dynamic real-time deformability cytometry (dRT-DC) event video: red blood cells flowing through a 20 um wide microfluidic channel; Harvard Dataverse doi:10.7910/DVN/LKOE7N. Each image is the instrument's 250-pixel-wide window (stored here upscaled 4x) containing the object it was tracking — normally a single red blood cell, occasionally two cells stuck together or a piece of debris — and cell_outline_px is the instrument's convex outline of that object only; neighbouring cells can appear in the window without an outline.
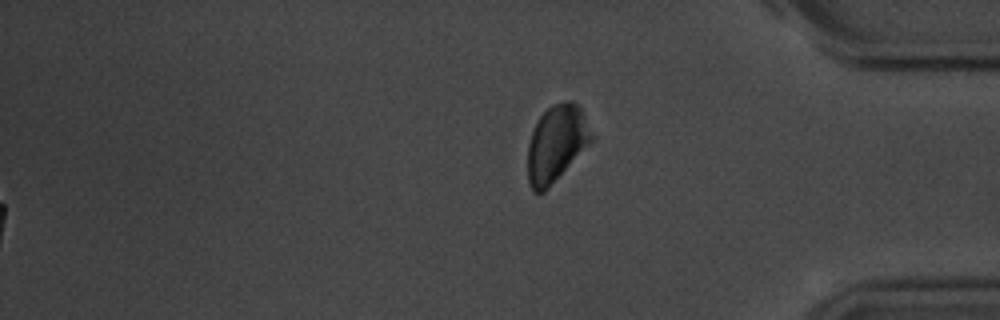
{"species": "common noctule bat (a hibernating species)", "species_latin": "Nyctalus noctula", "temperature_condition": "room temperature", "stored_images_in_passage": 57, "segment_of_instrument_passage": [2, 2], "camera_frame_rate_fps": 3000, "um_per_image_px": 0.085, "animal": {"sex": "male", "body_mass_g": 20.1, "forearm_length_mm": 53.5}, "frame": {"image": 1, "passage_image": 57, "time_ms": 18.667, "image_size_px": [1000, 320], "cell_outline_px": [[596, 136], [548, 188], [544, 192], [532, 192], [528, 184], [528, 144], [532, 132], [540, 116], [552, 104], [568, 100], [572, 100], [580, 108]], "centroid_in_image_um": [47.3, 12.19], "position_along_channel_um": 387.9, "area_um2": 28.26}}